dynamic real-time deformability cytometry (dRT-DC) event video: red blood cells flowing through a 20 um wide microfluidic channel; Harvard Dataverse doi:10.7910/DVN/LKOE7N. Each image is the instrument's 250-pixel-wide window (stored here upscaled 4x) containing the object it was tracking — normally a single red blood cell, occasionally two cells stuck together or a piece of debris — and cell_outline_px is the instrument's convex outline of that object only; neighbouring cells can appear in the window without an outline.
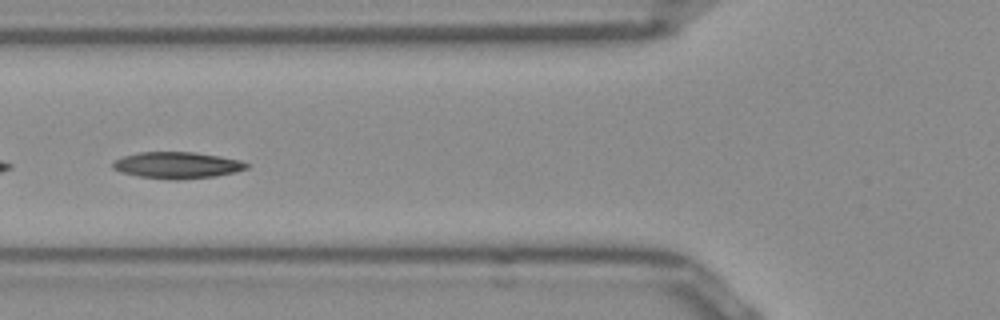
{"species": "Egyptian fruit bat (a non-hibernating species)", "species_latin": "Rousettus aegyptiacus", "temperature_condition": "room temperature", "stored_images_in_passage": 21, "camera_frame_rate_fps": 3000, "um_per_image_px": 0.085, "frame": {"image": 1, "passage_image": 12, "time_ms": 3.667, "image_size_px": [1000, 320], "cell_outline_px": [[248, 168], [236, 172], [216, 176], [176, 180], [172, 180], [136, 176], [112, 168], [112, 164], [116, 160], [124, 156], [140, 152], [196, 152], [220, 156], [240, 160], [248, 164]], "centroid_in_image_um": [15.09, 14.04], "position_along_channel_um": 110.7, "area_um2": 20.63}}
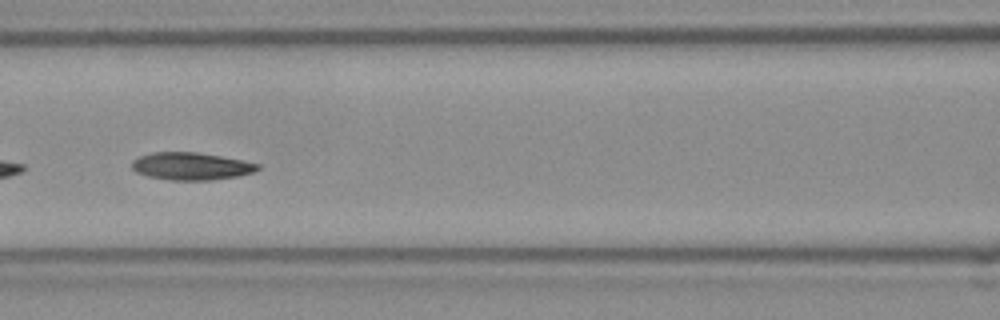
{"frame": {"image": 2, "passage_image": 15, "time_ms": 4.667, "image_size_px": [1000, 320], "cell_outline_px": [[260, 168], [252, 172], [240, 176], [212, 180], [168, 180], [148, 176], [136, 172], [132, 168], [132, 160], [140, 156], [152, 152], [196, 152], [244, 160], [260, 164]], "centroid_in_image_um": [16.25, 14.13], "position_along_channel_um": 150.3, "area_um2": 20.23}}
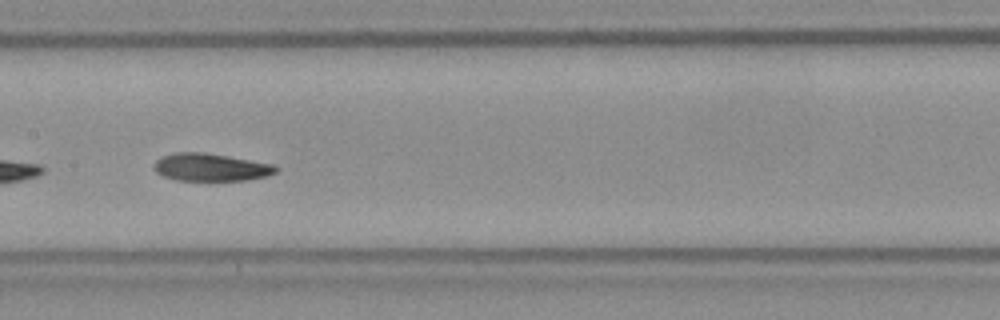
{"frame": {"image": 3, "passage_image": 18, "time_ms": 5.667, "image_size_px": [1000, 320], "cell_outline_px": [[276, 172], [264, 176], [248, 180], [176, 180], [164, 176], [156, 172], [156, 160], [164, 156], [176, 152], [200, 152], [272, 164], [276, 168]], "centroid_in_image_um": [17.89, 14.22], "position_along_channel_um": 189.5, "area_um2": 18.96}}